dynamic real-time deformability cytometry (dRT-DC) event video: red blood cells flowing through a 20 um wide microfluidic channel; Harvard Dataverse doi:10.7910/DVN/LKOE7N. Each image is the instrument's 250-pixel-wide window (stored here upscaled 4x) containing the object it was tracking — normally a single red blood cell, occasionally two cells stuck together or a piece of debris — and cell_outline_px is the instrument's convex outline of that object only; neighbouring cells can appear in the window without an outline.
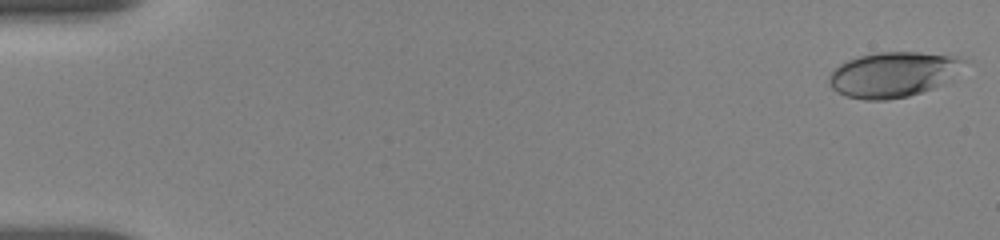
{"species": "human", "species_latin": "Homo sapiens", "temperature_condition": "room temperature", "stored_images_in_passage": 15, "camera_frame_rate_fps": 3000, "um_per_image_px": 0.085, "donor": {"sex": "female"}, "frame": {"image": 1, "passage_image": 1, "time_ms": 0.0, "image_size_px": [1000, 240], "cell_outline_px": [[972, 60], [944, 84], [908, 96], [888, 100], [864, 100], [844, 96], [836, 92], [832, 88], [828, 80], [828, 76], [840, 64], [848, 60], [860, 56], [876, 52], [920, 52], [956, 56]], "centroid_in_image_um": [75.96, 6.33], "position_along_channel_um": 9.0, "area_um2": 35.89}}
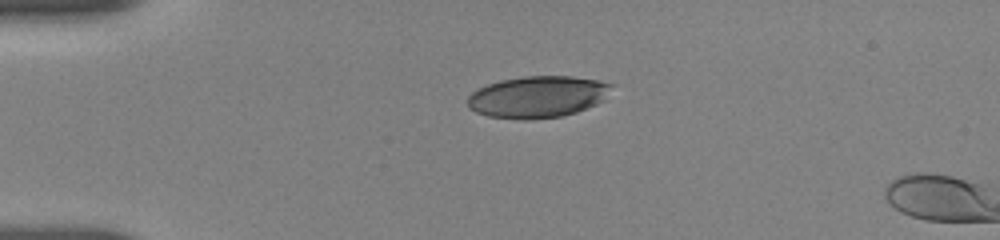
{"frame": {"image": 2, "passage_image": 13, "time_ms": 4.0, "image_size_px": [1000, 240], "cell_outline_px": [[616, 84], [604, 100], [596, 104], [576, 112], [564, 116], [528, 120], [524, 120], [488, 116], [476, 112], [468, 108], [468, 96], [472, 92], [488, 84], [500, 80], [524, 76], [572, 76], [600, 80]], "centroid_in_image_um": [45.74, 8.23], "position_along_channel_um": 39.3, "area_um2": 35.32}}